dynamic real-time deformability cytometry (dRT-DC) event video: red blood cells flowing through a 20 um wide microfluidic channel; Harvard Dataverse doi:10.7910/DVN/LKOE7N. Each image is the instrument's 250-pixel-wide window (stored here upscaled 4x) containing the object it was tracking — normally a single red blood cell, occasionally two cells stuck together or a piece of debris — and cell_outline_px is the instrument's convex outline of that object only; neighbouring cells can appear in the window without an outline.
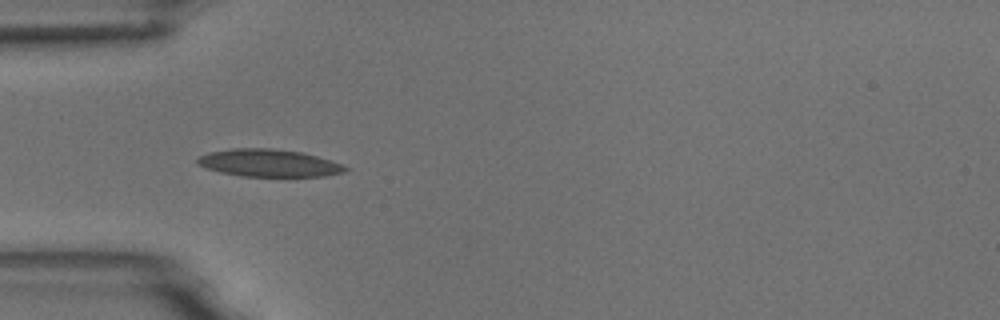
{"species": "common noctule bat (a hibernating species)", "species_latin": "Nyctalus noctula", "temperature_condition": "room temperature", "stored_images_in_passage": 10, "camera_frame_rate_fps": 3000, "um_per_image_px": 0.085, "animal": {"sex": "male", "body_mass_g": 18.8}, "frame": {"image": 1, "passage_image": 4, "time_ms": 4.333, "image_size_px": [1000, 320], "cell_outline_px": [[348, 168], [344, 172], [324, 176], [240, 176], [220, 172], [204, 168], [196, 164], [196, 160], [200, 156], [212, 152], [232, 148], [272, 148], [300, 152], [316, 156], [340, 164]], "centroid_in_image_um": [22.79, 13.86], "position_along_channel_um": 62.2, "area_um2": 23.41}}